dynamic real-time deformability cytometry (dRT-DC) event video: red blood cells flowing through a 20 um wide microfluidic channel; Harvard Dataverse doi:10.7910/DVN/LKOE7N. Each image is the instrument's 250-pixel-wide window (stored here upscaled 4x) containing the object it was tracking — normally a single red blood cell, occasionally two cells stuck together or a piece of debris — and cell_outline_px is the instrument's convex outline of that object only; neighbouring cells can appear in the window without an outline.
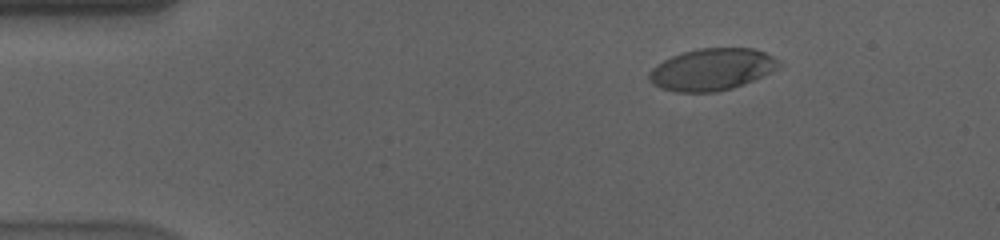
{"species": "human", "species_latin": "Homo sapiens", "temperature_condition": "cold", "stored_images_in_passage": 50, "camera_frame_rate_fps": 3000, "um_per_image_px": 0.085, "donor": {"sex": "male"}, "frame": {"image": 1, "passage_image": 1, "time_ms": 0.0, "image_size_px": [1000, 240], "cell_outline_px": [[784, 64], [772, 72], [732, 88], [716, 92], [676, 92], [660, 88], [652, 84], [648, 80], [648, 72], [652, 68], [664, 60], [672, 56], [684, 52], [700, 48], [752, 48], [764, 52], [780, 60]], "centroid_in_image_um": [60.51, 5.9], "position_along_channel_um": 24.5, "area_um2": 31.73}}
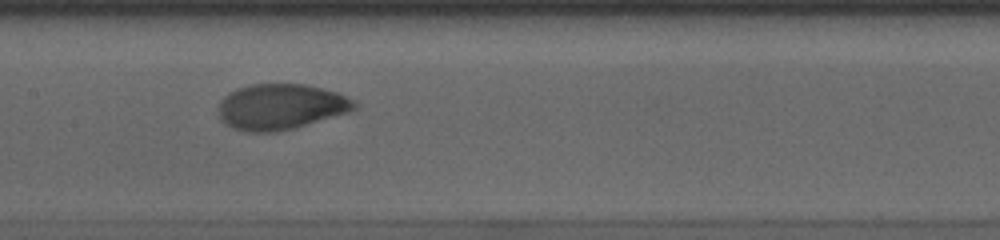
{"frame": {"image": 2, "passage_image": 21, "time_ms": 6.667, "image_size_px": [1000, 240], "cell_outline_px": [[356, 108], [348, 112], [296, 128], [276, 132], [244, 132], [232, 128], [224, 124], [220, 120], [220, 104], [224, 96], [228, 92], [236, 88], [252, 84], [304, 84], [336, 92], [352, 100], [356, 104]], "centroid_in_image_um": [23.82, 9.09], "position_along_channel_um": 183.6, "area_um2": 36.13}}
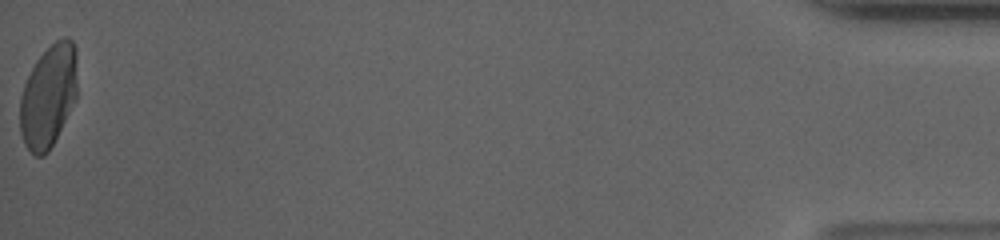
{"frame": {"image": 3, "passage_image": 50, "time_ms": 16.333, "image_size_px": [1000, 240], "cell_outline_px": [[76, 96], [48, 152], [44, 156], [36, 156], [24, 144], [20, 132], [20, 96], [24, 84], [36, 60], [56, 40], [64, 36], [68, 36], [72, 40], [76, 48]], "centroid_in_image_um": [4.1, 8.14], "position_along_channel_um": 431.1, "area_um2": 33.87}, "authors_computed_cell_mechanics": {"area_um2": 34.969, "velocity_mm_per_s": 3.5715, "shape_relaxation_time_tau1_ms": 5.4501, "shape_relaxation_time_tau2_ms": null, "deformation_change_tau1": 0.1888, "deformation_change_tau2": null}}